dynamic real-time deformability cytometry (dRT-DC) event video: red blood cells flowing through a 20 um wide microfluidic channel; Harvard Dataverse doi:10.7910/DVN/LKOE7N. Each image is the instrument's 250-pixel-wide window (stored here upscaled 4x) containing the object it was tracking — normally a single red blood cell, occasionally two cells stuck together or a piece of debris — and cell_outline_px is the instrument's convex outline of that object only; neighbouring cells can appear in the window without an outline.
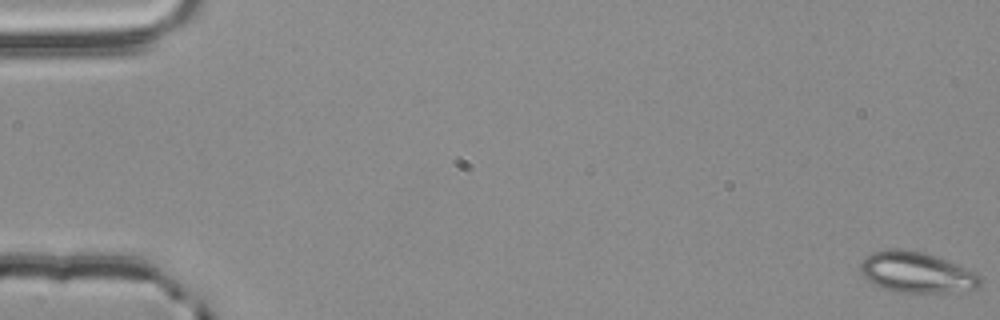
{"species": "common noctule bat (a hibernating species)", "species_latin": "Nyctalus noctula", "temperature_condition": "room temperature", "stored_images_in_passage": 14, "camera_frame_rate_fps": 3000, "um_per_image_px": 0.085, "animal": {"sex": "male", "body_mass_g": 20.4}, "frame": {"image": 1, "passage_image": 1, "time_ms": 0.0, "image_size_px": [1000, 320], "cell_outline_px": [[980, 284], [976, 288], [944, 292], [900, 292], [884, 288], [868, 280], [860, 272], [860, 264], [864, 256], [872, 252], [884, 248], [900, 248], [924, 252], [976, 272], [980, 276]], "centroid_in_image_um": [77.85, 23.12], "position_along_channel_um": 7.2, "area_um2": 28.21}}